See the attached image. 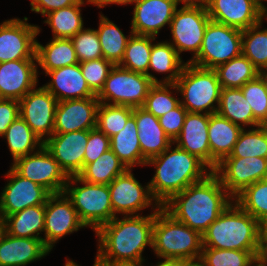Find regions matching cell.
<instances>
[{
  "label": "cell",
  "mask_w": 267,
  "mask_h": 266,
  "mask_svg": "<svg viewBox=\"0 0 267 266\" xmlns=\"http://www.w3.org/2000/svg\"><path fill=\"white\" fill-rule=\"evenodd\" d=\"M156 211L150 215L114 217L96 231L98 251L95 262L99 265L145 262L142 253L146 246L152 248Z\"/></svg>",
  "instance_id": "1"
},
{
  "label": "cell",
  "mask_w": 267,
  "mask_h": 266,
  "mask_svg": "<svg viewBox=\"0 0 267 266\" xmlns=\"http://www.w3.org/2000/svg\"><path fill=\"white\" fill-rule=\"evenodd\" d=\"M234 201L212 171L174 195L162 207L176 220L203 234Z\"/></svg>",
  "instance_id": "2"
},
{
  "label": "cell",
  "mask_w": 267,
  "mask_h": 266,
  "mask_svg": "<svg viewBox=\"0 0 267 266\" xmlns=\"http://www.w3.org/2000/svg\"><path fill=\"white\" fill-rule=\"evenodd\" d=\"M172 144L160 155L150 158L145 165L155 167L150 182L152 196L162 207L174 195L191 184L203 180L212 171L196 156Z\"/></svg>",
  "instance_id": "3"
},
{
  "label": "cell",
  "mask_w": 267,
  "mask_h": 266,
  "mask_svg": "<svg viewBox=\"0 0 267 266\" xmlns=\"http://www.w3.org/2000/svg\"><path fill=\"white\" fill-rule=\"evenodd\" d=\"M261 224L233 201L202 234L203 247L259 251Z\"/></svg>",
  "instance_id": "4"
},
{
  "label": "cell",
  "mask_w": 267,
  "mask_h": 266,
  "mask_svg": "<svg viewBox=\"0 0 267 266\" xmlns=\"http://www.w3.org/2000/svg\"><path fill=\"white\" fill-rule=\"evenodd\" d=\"M152 249L160 259L199 260L203 249L202 234L160 207L154 221Z\"/></svg>",
  "instance_id": "5"
},
{
  "label": "cell",
  "mask_w": 267,
  "mask_h": 266,
  "mask_svg": "<svg viewBox=\"0 0 267 266\" xmlns=\"http://www.w3.org/2000/svg\"><path fill=\"white\" fill-rule=\"evenodd\" d=\"M182 98L180 104L192 113L214 114L217 112L221 84L214 69H205L186 63L175 83ZM217 104V105H215Z\"/></svg>",
  "instance_id": "6"
},
{
  "label": "cell",
  "mask_w": 267,
  "mask_h": 266,
  "mask_svg": "<svg viewBox=\"0 0 267 266\" xmlns=\"http://www.w3.org/2000/svg\"><path fill=\"white\" fill-rule=\"evenodd\" d=\"M63 192L71 200L80 220L94 232L117 216L113 213L108 185L89 183L76 175L69 177Z\"/></svg>",
  "instance_id": "7"
},
{
  "label": "cell",
  "mask_w": 267,
  "mask_h": 266,
  "mask_svg": "<svg viewBox=\"0 0 267 266\" xmlns=\"http://www.w3.org/2000/svg\"><path fill=\"white\" fill-rule=\"evenodd\" d=\"M153 84L146 74L114 65L96 96L104 104L138 108L144 105Z\"/></svg>",
  "instance_id": "8"
},
{
  "label": "cell",
  "mask_w": 267,
  "mask_h": 266,
  "mask_svg": "<svg viewBox=\"0 0 267 266\" xmlns=\"http://www.w3.org/2000/svg\"><path fill=\"white\" fill-rule=\"evenodd\" d=\"M241 54L242 30L210 20L201 49L189 63L200 68L215 69Z\"/></svg>",
  "instance_id": "9"
},
{
  "label": "cell",
  "mask_w": 267,
  "mask_h": 266,
  "mask_svg": "<svg viewBox=\"0 0 267 266\" xmlns=\"http://www.w3.org/2000/svg\"><path fill=\"white\" fill-rule=\"evenodd\" d=\"M210 20L206 7L183 4L180 9H176L169 26L173 38L169 43L179 56L184 51L193 53L186 63L198 55Z\"/></svg>",
  "instance_id": "10"
},
{
  "label": "cell",
  "mask_w": 267,
  "mask_h": 266,
  "mask_svg": "<svg viewBox=\"0 0 267 266\" xmlns=\"http://www.w3.org/2000/svg\"><path fill=\"white\" fill-rule=\"evenodd\" d=\"M108 187L115 215H141L139 211L151 205L152 211H158L161 207L152 196L149 184L147 183V185L142 186L134 177L132 169H127L124 173L118 175L111 181Z\"/></svg>",
  "instance_id": "11"
},
{
  "label": "cell",
  "mask_w": 267,
  "mask_h": 266,
  "mask_svg": "<svg viewBox=\"0 0 267 266\" xmlns=\"http://www.w3.org/2000/svg\"><path fill=\"white\" fill-rule=\"evenodd\" d=\"M11 167L22 177L46 188L51 194L62 193L69 179L44 145L34 153L17 158Z\"/></svg>",
  "instance_id": "12"
},
{
  "label": "cell",
  "mask_w": 267,
  "mask_h": 266,
  "mask_svg": "<svg viewBox=\"0 0 267 266\" xmlns=\"http://www.w3.org/2000/svg\"><path fill=\"white\" fill-rule=\"evenodd\" d=\"M27 20L28 17L13 18L0 24V63L36 59V37L41 30Z\"/></svg>",
  "instance_id": "13"
},
{
  "label": "cell",
  "mask_w": 267,
  "mask_h": 266,
  "mask_svg": "<svg viewBox=\"0 0 267 266\" xmlns=\"http://www.w3.org/2000/svg\"><path fill=\"white\" fill-rule=\"evenodd\" d=\"M213 172L226 191L235 198L246 187L266 178L267 158L225 157Z\"/></svg>",
  "instance_id": "14"
},
{
  "label": "cell",
  "mask_w": 267,
  "mask_h": 266,
  "mask_svg": "<svg viewBox=\"0 0 267 266\" xmlns=\"http://www.w3.org/2000/svg\"><path fill=\"white\" fill-rule=\"evenodd\" d=\"M86 227L64 192L51 194L45 204L44 244L52 251L65 235Z\"/></svg>",
  "instance_id": "15"
},
{
  "label": "cell",
  "mask_w": 267,
  "mask_h": 266,
  "mask_svg": "<svg viewBox=\"0 0 267 266\" xmlns=\"http://www.w3.org/2000/svg\"><path fill=\"white\" fill-rule=\"evenodd\" d=\"M4 177L9 181L0 194V218L2 219L27 207L46 204L51 195L46 188L22 177L12 167Z\"/></svg>",
  "instance_id": "16"
},
{
  "label": "cell",
  "mask_w": 267,
  "mask_h": 266,
  "mask_svg": "<svg viewBox=\"0 0 267 266\" xmlns=\"http://www.w3.org/2000/svg\"><path fill=\"white\" fill-rule=\"evenodd\" d=\"M57 103L43 86L35 87L19 100L20 117L43 142L53 135Z\"/></svg>",
  "instance_id": "17"
},
{
  "label": "cell",
  "mask_w": 267,
  "mask_h": 266,
  "mask_svg": "<svg viewBox=\"0 0 267 266\" xmlns=\"http://www.w3.org/2000/svg\"><path fill=\"white\" fill-rule=\"evenodd\" d=\"M87 142L88 130H80L53 133L43 145L70 177L78 175L83 170Z\"/></svg>",
  "instance_id": "18"
},
{
  "label": "cell",
  "mask_w": 267,
  "mask_h": 266,
  "mask_svg": "<svg viewBox=\"0 0 267 266\" xmlns=\"http://www.w3.org/2000/svg\"><path fill=\"white\" fill-rule=\"evenodd\" d=\"M180 3V0H137L131 21L132 33L156 37L162 27L170 26Z\"/></svg>",
  "instance_id": "19"
},
{
  "label": "cell",
  "mask_w": 267,
  "mask_h": 266,
  "mask_svg": "<svg viewBox=\"0 0 267 266\" xmlns=\"http://www.w3.org/2000/svg\"><path fill=\"white\" fill-rule=\"evenodd\" d=\"M97 97L59 101L53 133L91 130L97 126Z\"/></svg>",
  "instance_id": "20"
},
{
  "label": "cell",
  "mask_w": 267,
  "mask_h": 266,
  "mask_svg": "<svg viewBox=\"0 0 267 266\" xmlns=\"http://www.w3.org/2000/svg\"><path fill=\"white\" fill-rule=\"evenodd\" d=\"M36 59L0 63V99L21 100L38 83Z\"/></svg>",
  "instance_id": "21"
},
{
  "label": "cell",
  "mask_w": 267,
  "mask_h": 266,
  "mask_svg": "<svg viewBox=\"0 0 267 266\" xmlns=\"http://www.w3.org/2000/svg\"><path fill=\"white\" fill-rule=\"evenodd\" d=\"M207 11L212 21L242 31L264 19L261 6L254 0H213Z\"/></svg>",
  "instance_id": "22"
},
{
  "label": "cell",
  "mask_w": 267,
  "mask_h": 266,
  "mask_svg": "<svg viewBox=\"0 0 267 266\" xmlns=\"http://www.w3.org/2000/svg\"><path fill=\"white\" fill-rule=\"evenodd\" d=\"M209 117L210 114L187 112L181 132L173 144L196 156L211 170Z\"/></svg>",
  "instance_id": "23"
},
{
  "label": "cell",
  "mask_w": 267,
  "mask_h": 266,
  "mask_svg": "<svg viewBox=\"0 0 267 266\" xmlns=\"http://www.w3.org/2000/svg\"><path fill=\"white\" fill-rule=\"evenodd\" d=\"M44 73L46 76H50L52 81L46 83L43 87L48 90L58 102L97 97L89 88L86 79L83 77L80 63Z\"/></svg>",
  "instance_id": "24"
},
{
  "label": "cell",
  "mask_w": 267,
  "mask_h": 266,
  "mask_svg": "<svg viewBox=\"0 0 267 266\" xmlns=\"http://www.w3.org/2000/svg\"><path fill=\"white\" fill-rule=\"evenodd\" d=\"M49 252L42 239L15 237L5 232L0 240V266H27Z\"/></svg>",
  "instance_id": "25"
},
{
  "label": "cell",
  "mask_w": 267,
  "mask_h": 266,
  "mask_svg": "<svg viewBox=\"0 0 267 266\" xmlns=\"http://www.w3.org/2000/svg\"><path fill=\"white\" fill-rule=\"evenodd\" d=\"M138 128V140L142 152V166L152 157L160 155L173 141L166 135L159 120L144 108H133Z\"/></svg>",
  "instance_id": "26"
},
{
  "label": "cell",
  "mask_w": 267,
  "mask_h": 266,
  "mask_svg": "<svg viewBox=\"0 0 267 266\" xmlns=\"http://www.w3.org/2000/svg\"><path fill=\"white\" fill-rule=\"evenodd\" d=\"M243 128L217 113L210 114L208 139L211 151V171L229 156Z\"/></svg>",
  "instance_id": "27"
},
{
  "label": "cell",
  "mask_w": 267,
  "mask_h": 266,
  "mask_svg": "<svg viewBox=\"0 0 267 266\" xmlns=\"http://www.w3.org/2000/svg\"><path fill=\"white\" fill-rule=\"evenodd\" d=\"M182 57L178 55L176 49L168 42H153L151 48L150 61L148 66V77L153 83H168L175 84L181 75L184 67ZM158 73H167L162 80L149 73V70Z\"/></svg>",
  "instance_id": "28"
},
{
  "label": "cell",
  "mask_w": 267,
  "mask_h": 266,
  "mask_svg": "<svg viewBox=\"0 0 267 266\" xmlns=\"http://www.w3.org/2000/svg\"><path fill=\"white\" fill-rule=\"evenodd\" d=\"M35 55L37 67L45 72L79 63L71 38H52L46 45L36 39Z\"/></svg>",
  "instance_id": "29"
},
{
  "label": "cell",
  "mask_w": 267,
  "mask_h": 266,
  "mask_svg": "<svg viewBox=\"0 0 267 266\" xmlns=\"http://www.w3.org/2000/svg\"><path fill=\"white\" fill-rule=\"evenodd\" d=\"M44 219L45 204L27 207L3 219L5 232L15 237L42 239Z\"/></svg>",
  "instance_id": "30"
},
{
  "label": "cell",
  "mask_w": 267,
  "mask_h": 266,
  "mask_svg": "<svg viewBox=\"0 0 267 266\" xmlns=\"http://www.w3.org/2000/svg\"><path fill=\"white\" fill-rule=\"evenodd\" d=\"M216 113L243 129L248 125L250 128L261 125L254 118L252 109L241 88H222Z\"/></svg>",
  "instance_id": "31"
},
{
  "label": "cell",
  "mask_w": 267,
  "mask_h": 266,
  "mask_svg": "<svg viewBox=\"0 0 267 266\" xmlns=\"http://www.w3.org/2000/svg\"><path fill=\"white\" fill-rule=\"evenodd\" d=\"M110 149L118 156L127 169L142 166V152L138 140V128L132 115L124 128L110 137Z\"/></svg>",
  "instance_id": "32"
},
{
  "label": "cell",
  "mask_w": 267,
  "mask_h": 266,
  "mask_svg": "<svg viewBox=\"0 0 267 266\" xmlns=\"http://www.w3.org/2000/svg\"><path fill=\"white\" fill-rule=\"evenodd\" d=\"M99 26L96 29L103 58L110 61L114 65H119L123 59L128 39L133 34L126 36L122 30L109 20L106 16L100 13Z\"/></svg>",
  "instance_id": "33"
},
{
  "label": "cell",
  "mask_w": 267,
  "mask_h": 266,
  "mask_svg": "<svg viewBox=\"0 0 267 266\" xmlns=\"http://www.w3.org/2000/svg\"><path fill=\"white\" fill-rule=\"evenodd\" d=\"M92 4V0H81L78 4L61 8L50 12L44 17V23L52 29L53 38H72L79 31L84 29L81 6Z\"/></svg>",
  "instance_id": "34"
},
{
  "label": "cell",
  "mask_w": 267,
  "mask_h": 266,
  "mask_svg": "<svg viewBox=\"0 0 267 266\" xmlns=\"http://www.w3.org/2000/svg\"><path fill=\"white\" fill-rule=\"evenodd\" d=\"M2 137L7 141L13 162L17 158L38 151L44 144L20 116L9 125Z\"/></svg>",
  "instance_id": "35"
},
{
  "label": "cell",
  "mask_w": 267,
  "mask_h": 266,
  "mask_svg": "<svg viewBox=\"0 0 267 266\" xmlns=\"http://www.w3.org/2000/svg\"><path fill=\"white\" fill-rule=\"evenodd\" d=\"M214 70L222 88H241L260 75L259 70L243 54L218 65Z\"/></svg>",
  "instance_id": "36"
},
{
  "label": "cell",
  "mask_w": 267,
  "mask_h": 266,
  "mask_svg": "<svg viewBox=\"0 0 267 266\" xmlns=\"http://www.w3.org/2000/svg\"><path fill=\"white\" fill-rule=\"evenodd\" d=\"M126 170L118 156L109 149L96 161L87 164L78 176L89 183L109 185L114 178Z\"/></svg>",
  "instance_id": "37"
},
{
  "label": "cell",
  "mask_w": 267,
  "mask_h": 266,
  "mask_svg": "<svg viewBox=\"0 0 267 266\" xmlns=\"http://www.w3.org/2000/svg\"><path fill=\"white\" fill-rule=\"evenodd\" d=\"M155 38L157 37L132 34L119 66L148 76L151 48Z\"/></svg>",
  "instance_id": "38"
},
{
  "label": "cell",
  "mask_w": 267,
  "mask_h": 266,
  "mask_svg": "<svg viewBox=\"0 0 267 266\" xmlns=\"http://www.w3.org/2000/svg\"><path fill=\"white\" fill-rule=\"evenodd\" d=\"M262 22L242 31V54L259 72L267 69V28H261Z\"/></svg>",
  "instance_id": "39"
},
{
  "label": "cell",
  "mask_w": 267,
  "mask_h": 266,
  "mask_svg": "<svg viewBox=\"0 0 267 266\" xmlns=\"http://www.w3.org/2000/svg\"><path fill=\"white\" fill-rule=\"evenodd\" d=\"M267 158V125L249 130L243 129L231 154L227 157Z\"/></svg>",
  "instance_id": "40"
},
{
  "label": "cell",
  "mask_w": 267,
  "mask_h": 266,
  "mask_svg": "<svg viewBox=\"0 0 267 266\" xmlns=\"http://www.w3.org/2000/svg\"><path fill=\"white\" fill-rule=\"evenodd\" d=\"M234 201L260 224L267 219V181H257L246 187Z\"/></svg>",
  "instance_id": "41"
},
{
  "label": "cell",
  "mask_w": 267,
  "mask_h": 266,
  "mask_svg": "<svg viewBox=\"0 0 267 266\" xmlns=\"http://www.w3.org/2000/svg\"><path fill=\"white\" fill-rule=\"evenodd\" d=\"M133 115V108L101 103L97 110V128L109 138L121 131Z\"/></svg>",
  "instance_id": "42"
},
{
  "label": "cell",
  "mask_w": 267,
  "mask_h": 266,
  "mask_svg": "<svg viewBox=\"0 0 267 266\" xmlns=\"http://www.w3.org/2000/svg\"><path fill=\"white\" fill-rule=\"evenodd\" d=\"M173 89L175 84L154 83L148 91L142 108L157 118L173 110L180 104V98H176L171 92Z\"/></svg>",
  "instance_id": "43"
},
{
  "label": "cell",
  "mask_w": 267,
  "mask_h": 266,
  "mask_svg": "<svg viewBox=\"0 0 267 266\" xmlns=\"http://www.w3.org/2000/svg\"><path fill=\"white\" fill-rule=\"evenodd\" d=\"M259 251H240L203 247L200 261L204 266H248Z\"/></svg>",
  "instance_id": "44"
},
{
  "label": "cell",
  "mask_w": 267,
  "mask_h": 266,
  "mask_svg": "<svg viewBox=\"0 0 267 266\" xmlns=\"http://www.w3.org/2000/svg\"><path fill=\"white\" fill-rule=\"evenodd\" d=\"M241 90L254 118L261 125H267V87L262 77L259 75L256 79L246 82Z\"/></svg>",
  "instance_id": "45"
},
{
  "label": "cell",
  "mask_w": 267,
  "mask_h": 266,
  "mask_svg": "<svg viewBox=\"0 0 267 266\" xmlns=\"http://www.w3.org/2000/svg\"><path fill=\"white\" fill-rule=\"evenodd\" d=\"M79 63L103 57L96 29L84 28L71 38Z\"/></svg>",
  "instance_id": "46"
},
{
  "label": "cell",
  "mask_w": 267,
  "mask_h": 266,
  "mask_svg": "<svg viewBox=\"0 0 267 266\" xmlns=\"http://www.w3.org/2000/svg\"><path fill=\"white\" fill-rule=\"evenodd\" d=\"M80 67L89 88L97 95L103 88L114 64L102 57L82 62Z\"/></svg>",
  "instance_id": "47"
},
{
  "label": "cell",
  "mask_w": 267,
  "mask_h": 266,
  "mask_svg": "<svg viewBox=\"0 0 267 266\" xmlns=\"http://www.w3.org/2000/svg\"><path fill=\"white\" fill-rule=\"evenodd\" d=\"M110 149V138L97 127L88 130V142L85 147L83 168L96 161L103 153Z\"/></svg>",
  "instance_id": "48"
},
{
  "label": "cell",
  "mask_w": 267,
  "mask_h": 266,
  "mask_svg": "<svg viewBox=\"0 0 267 266\" xmlns=\"http://www.w3.org/2000/svg\"><path fill=\"white\" fill-rule=\"evenodd\" d=\"M187 112L188 111L179 104L176 108L158 118L159 124L173 142L181 132Z\"/></svg>",
  "instance_id": "49"
},
{
  "label": "cell",
  "mask_w": 267,
  "mask_h": 266,
  "mask_svg": "<svg viewBox=\"0 0 267 266\" xmlns=\"http://www.w3.org/2000/svg\"><path fill=\"white\" fill-rule=\"evenodd\" d=\"M20 116L19 101L14 99H0V137L9 125Z\"/></svg>",
  "instance_id": "50"
},
{
  "label": "cell",
  "mask_w": 267,
  "mask_h": 266,
  "mask_svg": "<svg viewBox=\"0 0 267 266\" xmlns=\"http://www.w3.org/2000/svg\"><path fill=\"white\" fill-rule=\"evenodd\" d=\"M81 0H31V11L43 17L53 11L78 4Z\"/></svg>",
  "instance_id": "51"
},
{
  "label": "cell",
  "mask_w": 267,
  "mask_h": 266,
  "mask_svg": "<svg viewBox=\"0 0 267 266\" xmlns=\"http://www.w3.org/2000/svg\"><path fill=\"white\" fill-rule=\"evenodd\" d=\"M137 0H92V4L96 5L98 8L105 7L106 5L118 4V5H128L134 4Z\"/></svg>",
  "instance_id": "52"
},
{
  "label": "cell",
  "mask_w": 267,
  "mask_h": 266,
  "mask_svg": "<svg viewBox=\"0 0 267 266\" xmlns=\"http://www.w3.org/2000/svg\"><path fill=\"white\" fill-rule=\"evenodd\" d=\"M258 255L267 262V235H260V248Z\"/></svg>",
  "instance_id": "53"
},
{
  "label": "cell",
  "mask_w": 267,
  "mask_h": 266,
  "mask_svg": "<svg viewBox=\"0 0 267 266\" xmlns=\"http://www.w3.org/2000/svg\"><path fill=\"white\" fill-rule=\"evenodd\" d=\"M181 3L184 5H193V6H202L206 7L213 1V0H180Z\"/></svg>",
  "instance_id": "54"
},
{
  "label": "cell",
  "mask_w": 267,
  "mask_h": 266,
  "mask_svg": "<svg viewBox=\"0 0 267 266\" xmlns=\"http://www.w3.org/2000/svg\"><path fill=\"white\" fill-rule=\"evenodd\" d=\"M248 266H267V262L264 261L259 255L253 257Z\"/></svg>",
  "instance_id": "55"
},
{
  "label": "cell",
  "mask_w": 267,
  "mask_h": 266,
  "mask_svg": "<svg viewBox=\"0 0 267 266\" xmlns=\"http://www.w3.org/2000/svg\"><path fill=\"white\" fill-rule=\"evenodd\" d=\"M177 266H204L200 260L177 261Z\"/></svg>",
  "instance_id": "56"
},
{
  "label": "cell",
  "mask_w": 267,
  "mask_h": 266,
  "mask_svg": "<svg viewBox=\"0 0 267 266\" xmlns=\"http://www.w3.org/2000/svg\"><path fill=\"white\" fill-rule=\"evenodd\" d=\"M151 266H177V260L163 259L162 261H159L156 265Z\"/></svg>",
  "instance_id": "57"
},
{
  "label": "cell",
  "mask_w": 267,
  "mask_h": 266,
  "mask_svg": "<svg viewBox=\"0 0 267 266\" xmlns=\"http://www.w3.org/2000/svg\"><path fill=\"white\" fill-rule=\"evenodd\" d=\"M144 262H125V263H115V264H107L101 266H144Z\"/></svg>",
  "instance_id": "58"
},
{
  "label": "cell",
  "mask_w": 267,
  "mask_h": 266,
  "mask_svg": "<svg viewBox=\"0 0 267 266\" xmlns=\"http://www.w3.org/2000/svg\"><path fill=\"white\" fill-rule=\"evenodd\" d=\"M4 233H5L4 220L2 218H0V240L3 237Z\"/></svg>",
  "instance_id": "59"
},
{
  "label": "cell",
  "mask_w": 267,
  "mask_h": 266,
  "mask_svg": "<svg viewBox=\"0 0 267 266\" xmlns=\"http://www.w3.org/2000/svg\"><path fill=\"white\" fill-rule=\"evenodd\" d=\"M261 235H267V219L261 224Z\"/></svg>",
  "instance_id": "60"
},
{
  "label": "cell",
  "mask_w": 267,
  "mask_h": 266,
  "mask_svg": "<svg viewBox=\"0 0 267 266\" xmlns=\"http://www.w3.org/2000/svg\"><path fill=\"white\" fill-rule=\"evenodd\" d=\"M260 76L262 77V79L264 80L266 87H267V69L263 70L260 72Z\"/></svg>",
  "instance_id": "61"
},
{
  "label": "cell",
  "mask_w": 267,
  "mask_h": 266,
  "mask_svg": "<svg viewBox=\"0 0 267 266\" xmlns=\"http://www.w3.org/2000/svg\"><path fill=\"white\" fill-rule=\"evenodd\" d=\"M64 266H80V265L74 262L73 260H70L69 258H67Z\"/></svg>",
  "instance_id": "62"
},
{
  "label": "cell",
  "mask_w": 267,
  "mask_h": 266,
  "mask_svg": "<svg viewBox=\"0 0 267 266\" xmlns=\"http://www.w3.org/2000/svg\"><path fill=\"white\" fill-rule=\"evenodd\" d=\"M254 1H255L258 5L261 6V9H265V8H266L265 4H263L262 2H264V1L267 2V0H254Z\"/></svg>",
  "instance_id": "63"
},
{
  "label": "cell",
  "mask_w": 267,
  "mask_h": 266,
  "mask_svg": "<svg viewBox=\"0 0 267 266\" xmlns=\"http://www.w3.org/2000/svg\"><path fill=\"white\" fill-rule=\"evenodd\" d=\"M263 15L267 13V7L265 9H262Z\"/></svg>",
  "instance_id": "64"
},
{
  "label": "cell",
  "mask_w": 267,
  "mask_h": 266,
  "mask_svg": "<svg viewBox=\"0 0 267 266\" xmlns=\"http://www.w3.org/2000/svg\"><path fill=\"white\" fill-rule=\"evenodd\" d=\"M93 266H101V265H99L98 263H96V262L94 261Z\"/></svg>",
  "instance_id": "65"
}]
</instances>
